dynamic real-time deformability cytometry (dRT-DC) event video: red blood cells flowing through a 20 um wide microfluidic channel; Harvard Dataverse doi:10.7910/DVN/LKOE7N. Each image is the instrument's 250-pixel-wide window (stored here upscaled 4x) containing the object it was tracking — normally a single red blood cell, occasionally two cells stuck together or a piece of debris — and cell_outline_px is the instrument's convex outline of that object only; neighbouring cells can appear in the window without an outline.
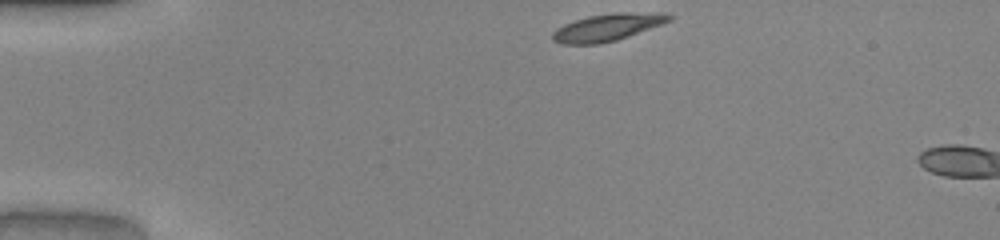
{"species": "common noctule bat (a hibernating species)", "species_latin": "Nyctalus noctula", "temperature_condition": "warm", "stored_images_in_passage": 3, "camera_frame_rate_fps": 3000, "um_per_image_px": 0.085, "animal": {"sex": "male", "body_mass_g": 20.0, "forearm_length_mm": 53.3}, "frame": {"image": 1, "passage_image": 1, "time_ms": 0.0, "image_size_px": [1000, 240], "cell_outline_px": [[672, 20], [628, 36], [616, 40], [600, 44], [560, 44], [552, 40], [552, 32], [556, 28], [564, 24], [588, 16], [616, 12], [664, 12], [672, 16]], "centroid_in_image_um": [51.63, 2.31], "position_along_channel_um": 33.4, "area_um2": 18.55}}